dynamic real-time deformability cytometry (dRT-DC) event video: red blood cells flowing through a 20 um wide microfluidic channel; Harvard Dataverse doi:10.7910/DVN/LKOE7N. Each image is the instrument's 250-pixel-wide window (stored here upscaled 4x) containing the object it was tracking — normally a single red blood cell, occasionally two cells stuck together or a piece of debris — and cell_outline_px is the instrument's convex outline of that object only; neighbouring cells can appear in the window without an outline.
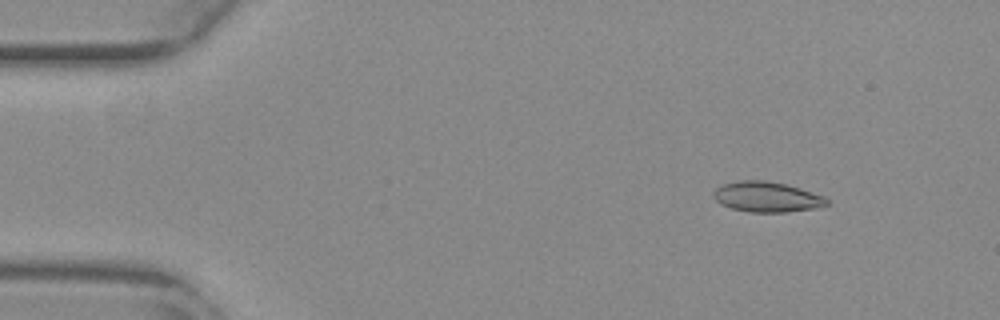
{"species": "common noctule bat (a hibernating species)", "species_latin": "Nyctalus noctula", "temperature_condition": "warm", "stored_images_in_passage": 48, "camera_frame_rate_fps": 3000, "um_per_image_px": 0.085, "animal": {"sex": "female", "body_mass_g": 29.2, "forearm_length_mm": 56.3}, "frame": {"image": 1, "passage_image": 1, "time_ms": 0.0, "image_size_px": [1000, 320], "cell_outline_px": [[828, 204], [816, 208], [788, 212], [748, 212], [732, 208], [720, 204], [712, 196], [712, 192], [716, 188], [724, 184], [740, 180], [764, 180], [784, 184], [800, 188], [824, 196], [828, 200]], "centroid_in_image_um": [65.16, 16.74], "position_along_channel_um": 19.8, "area_um2": 20.0}}
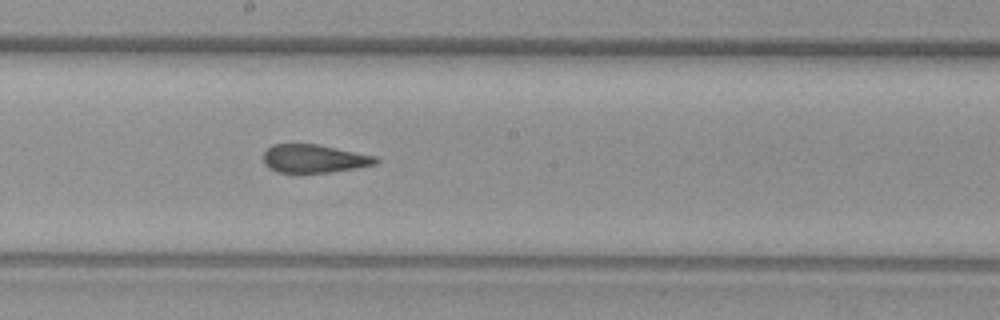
{"frame": {"image": 2, "passage_image": 24, "time_ms": 7.667, "image_size_px": [1000, 320], "cell_outline_px": [[380, 160], [376, 164], [356, 168], [332, 172], [276, 172], [268, 168], [264, 164], [264, 152], [272, 144], [316, 144], [376, 156]], "centroid_in_image_um": [26.69, 13.48], "position_along_channel_um": 221.5, "area_um2": 18.44}}
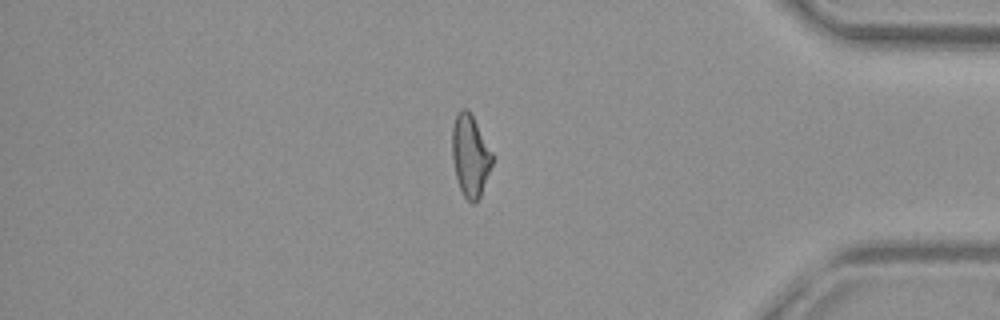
{"frame": {"image": 3, "passage_image": 40, "time_ms": 13.0, "image_size_px": [1000, 320], "cell_outline_px": [[492, 164], [480, 196], [476, 204], [472, 204], [464, 196], [460, 188], [456, 176], [452, 156], [452, 128], [456, 116], [460, 108], [468, 108], [492, 152]], "centroid_in_image_um": [39.96, 13.23], "position_along_channel_um": 395.2, "area_um2": 18.9}, "authors_computed_cell_mechanics": {"area_um2": 19.7098, "velocity_mm_per_s": 3.8487, "shape_relaxation_time_tau1_ms": 10.9039, "shape_relaxation_time_tau2_ms": 1.5932, "deformation_change_tau1": 0.2598, "deformation_change_tau2": 0.0975}}